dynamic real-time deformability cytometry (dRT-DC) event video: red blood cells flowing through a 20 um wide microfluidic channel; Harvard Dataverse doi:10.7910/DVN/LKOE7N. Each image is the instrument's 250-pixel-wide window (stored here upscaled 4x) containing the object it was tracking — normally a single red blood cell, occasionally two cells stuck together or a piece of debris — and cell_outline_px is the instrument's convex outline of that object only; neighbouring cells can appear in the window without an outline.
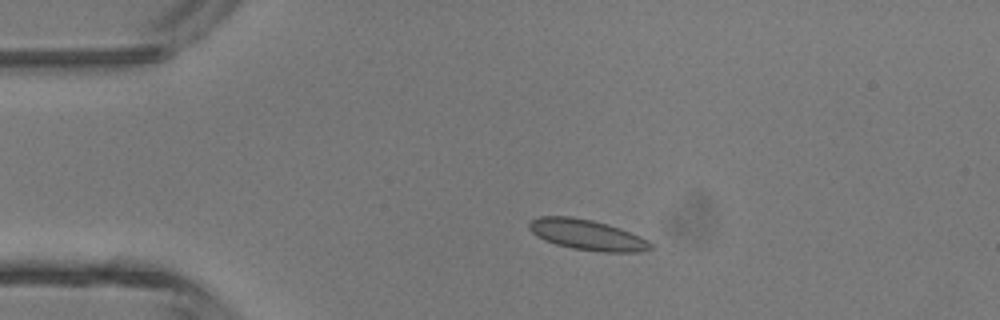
{"species": "common noctule bat (a hibernating species)", "species_latin": "Nyctalus noctula", "temperature_condition": "room temperature", "stored_images_in_passage": 5, "camera_frame_rate_fps": 3000, "um_per_image_px": 0.085, "animal": {"sex": "male", "body_mass_g": 13.3}, "frame": {"image": 1, "passage_image": 3, "time_ms": 0.667, "image_size_px": [1000, 320], "cell_outline_px": [[656, 248], [640, 252], [604, 252], [572, 248], [556, 244], [544, 240], [536, 236], [528, 228], [528, 224], [532, 220], [540, 216], [572, 216], [592, 220], [608, 224], [620, 228], [640, 236], [648, 240]], "centroid_in_image_um": [49.93, 19.96], "position_along_channel_um": 35.1, "area_um2": 21.73}}